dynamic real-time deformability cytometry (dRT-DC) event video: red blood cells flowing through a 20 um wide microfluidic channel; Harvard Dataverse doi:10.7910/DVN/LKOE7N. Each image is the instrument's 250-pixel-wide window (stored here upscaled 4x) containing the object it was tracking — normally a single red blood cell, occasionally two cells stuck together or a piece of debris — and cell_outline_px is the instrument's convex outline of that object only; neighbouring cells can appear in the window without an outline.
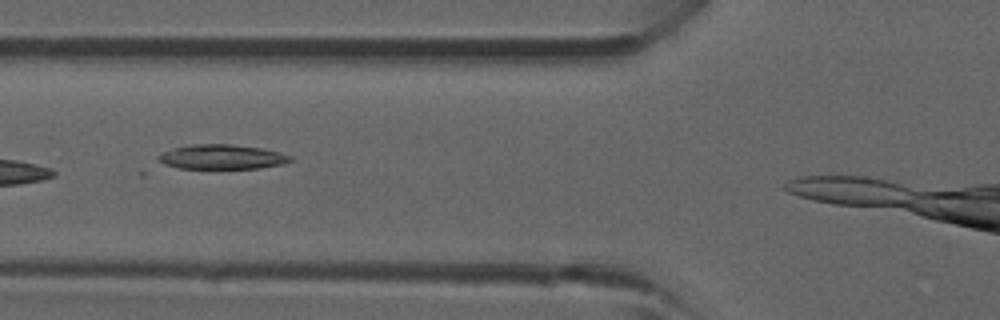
{"species": "common noctule bat (a hibernating species)", "species_latin": "Nyctalus noctula", "temperature_condition": "room temperature", "stored_images_in_passage": 4, "camera_frame_rate_fps": 3000, "um_per_image_px": 0.085, "animal": {"sex": "male", "forearm_length_mm": 52.5}, "frame": {"image": 1, "passage_image": 2, "time_ms": 1.0, "image_size_px": [1000, 320], "cell_outline_px": [[292, 160], [284, 164], [260, 168], [216, 172], [176, 168], [164, 164], [156, 160], [156, 156], [160, 152], [176, 148], [196, 144], [228, 144], [260, 148], [280, 152], [292, 156]], "centroid_in_image_um": [18.82, 13.41], "position_along_channel_um": 107.0, "area_um2": 20.11}}